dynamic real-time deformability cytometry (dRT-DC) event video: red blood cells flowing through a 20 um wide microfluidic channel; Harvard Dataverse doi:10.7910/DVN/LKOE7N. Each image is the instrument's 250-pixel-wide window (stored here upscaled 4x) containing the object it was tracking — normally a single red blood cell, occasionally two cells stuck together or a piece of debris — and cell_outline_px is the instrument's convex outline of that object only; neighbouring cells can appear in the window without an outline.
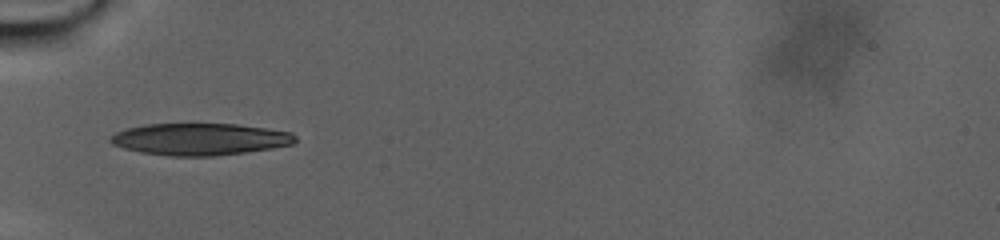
{"species": "human", "species_latin": "Homo sapiens", "temperature_condition": "warm", "stored_images_in_passage": 68, "camera_frame_rate_fps": 3000, "um_per_image_px": 0.085, "donor": {"sex": "male"}, "frame": {"image": 1, "passage_image": 1, "time_ms": 0.0, "image_size_px": [1000, 240], "cell_outline_px": [[296, 140], [292, 144], [272, 148], [244, 152], [212, 156], [168, 156], [140, 152], [124, 148], [112, 144], [108, 140], [108, 136], [116, 132], [128, 128], [144, 124], [236, 124], [292, 132], [296, 136]], "centroid_in_image_um": [16.95, 11.83], "position_along_channel_um": 68.1, "area_um2": 34.33}}
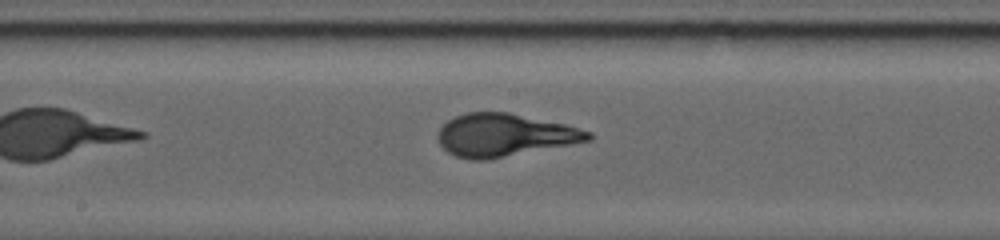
{"frame": {"image": 2, "passage_image": 22, "time_ms": 7.0, "image_size_px": [1000, 240], "cell_outline_px": [[592, 140], [484, 160], [468, 160], [456, 156], [448, 152], [440, 144], [436, 136], [440, 128], [448, 120], [456, 116], [468, 112], [508, 112], [564, 124], [592, 132]], "centroid_in_image_um": [42.85, 11.48], "position_along_channel_um": 205.4, "area_um2": 37.05}}
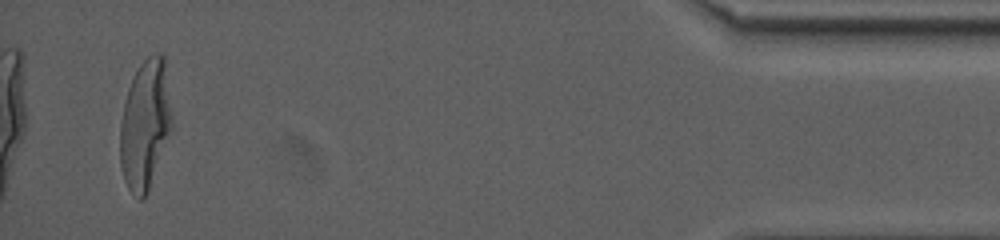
{"frame": {"image": 3, "passage_image": 64, "time_ms": 21.0, "image_size_px": [1000, 240], "cell_outline_px": [[172, 128], [148, 192], [140, 200], [128, 188], [124, 180], [120, 164], [120, 124], [124, 104], [128, 88], [140, 64], [152, 52], [160, 52], [164, 56], [172, 116]], "centroid_in_image_um": [12.34, 10.57], "position_along_channel_um": 422.9, "area_um2": 38.96}}